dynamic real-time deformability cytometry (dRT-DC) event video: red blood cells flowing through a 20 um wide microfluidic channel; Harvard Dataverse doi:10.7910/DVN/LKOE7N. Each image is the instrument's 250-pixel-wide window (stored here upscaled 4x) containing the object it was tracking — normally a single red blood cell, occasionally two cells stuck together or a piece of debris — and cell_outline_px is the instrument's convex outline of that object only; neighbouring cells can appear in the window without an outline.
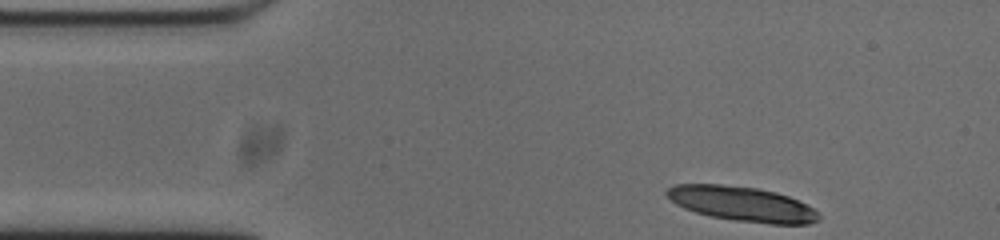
{"species": "common noctule bat (a hibernating species)", "species_latin": "Nyctalus noctula", "temperature_condition": "cold", "stored_images_in_passage": 47, "camera_frame_rate_fps": 3000, "um_per_image_px": 0.085, "animal": {"sex": "male", "body_mass_g": 20.0, "forearm_length_mm": 53.3}, "frame": {"image": 1, "passage_image": 1, "time_ms": 0.0, "image_size_px": [1000, 240], "cell_outline_px": [[820, 220], [808, 224], [772, 224], [732, 220], [708, 216], [684, 208], [676, 204], [664, 192], [668, 188], [676, 184], [720, 184], [756, 188], [776, 192], [788, 196], [812, 208], [820, 216]], "centroid_in_image_um": [63.05, 17.34], "position_along_channel_um": 21.9, "area_um2": 30.63}}
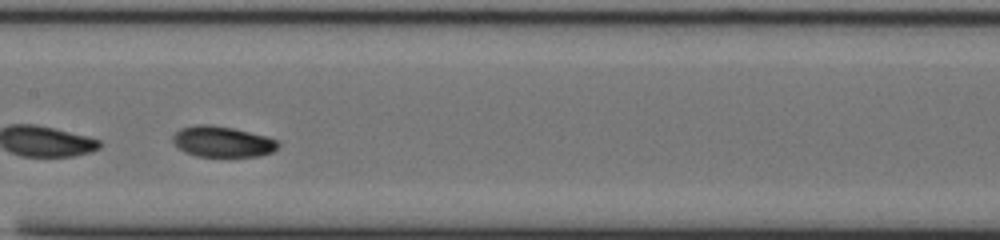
{"frame": {"image": 2, "passage_image": 20, "time_ms": 6.333, "image_size_px": [1000, 240], "cell_outline_px": [[280, 144], [272, 152], [260, 156], [196, 156], [184, 152], [172, 140], [172, 136], [180, 128], [196, 124], [208, 124], [232, 128], [268, 136], [280, 140]], "centroid_in_image_um": [18.93, 12.03], "position_along_channel_um": 188.5, "area_um2": 18.96}}
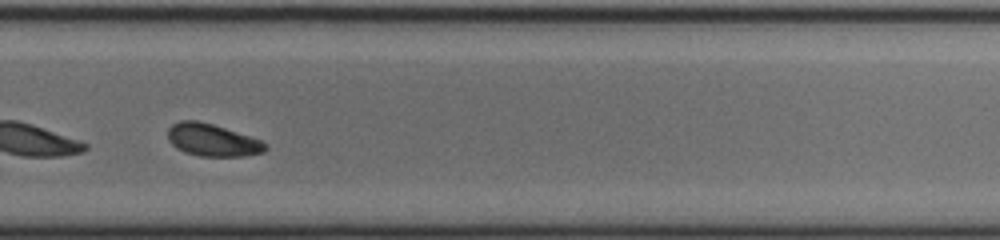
{"frame": {"image": 3, "passage_image": 30, "time_ms": 9.667, "image_size_px": [1000, 240], "cell_outline_px": [[268, 148], [264, 152], [244, 156], [200, 156], [184, 152], [176, 148], [168, 140], [168, 128], [172, 124], [180, 120], [196, 120], [212, 124], [260, 140]], "centroid_in_image_um": [18.0, 11.91], "position_along_channel_um": 311.8, "area_um2": 18.21}, "authors_computed_cell_mechanics": {"area_um2": 18.6116, "velocity_mm_per_s": 3.7054, "shape_relaxation_time_tau1_ms": 3.1092, "shape_relaxation_time_tau2_ms": null, "deformation_change_tau1": 0.1272, "deformation_change_tau2": null}}